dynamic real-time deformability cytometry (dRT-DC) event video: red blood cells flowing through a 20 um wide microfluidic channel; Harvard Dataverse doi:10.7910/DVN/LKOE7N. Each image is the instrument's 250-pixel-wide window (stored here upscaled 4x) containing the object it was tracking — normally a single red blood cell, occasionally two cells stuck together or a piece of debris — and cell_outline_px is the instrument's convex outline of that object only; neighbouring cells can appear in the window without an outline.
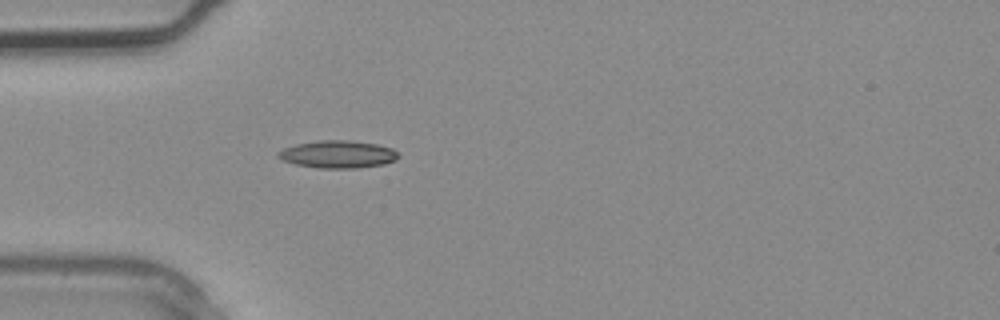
{"species": "common noctule bat (a hibernating species)", "species_latin": "Nyctalus noctula", "temperature_condition": "warm", "stored_images_in_passage": 3, "camera_frame_rate_fps": 3000, "um_per_image_px": 0.085, "animal": {"sex": "male", "body_mass_g": 20.4}, "frame": {"image": 1, "passage_image": 3, "time_ms": 0.667, "image_size_px": [1000, 320], "cell_outline_px": [[400, 156], [396, 160], [384, 164], [360, 168], [316, 168], [296, 164], [284, 160], [276, 156], [276, 152], [284, 148], [296, 144], [316, 140], [348, 140], [376, 144], [392, 148]], "centroid_in_image_um": [28.71, 13.11], "position_along_channel_um": 56.3, "area_um2": 19.36}}